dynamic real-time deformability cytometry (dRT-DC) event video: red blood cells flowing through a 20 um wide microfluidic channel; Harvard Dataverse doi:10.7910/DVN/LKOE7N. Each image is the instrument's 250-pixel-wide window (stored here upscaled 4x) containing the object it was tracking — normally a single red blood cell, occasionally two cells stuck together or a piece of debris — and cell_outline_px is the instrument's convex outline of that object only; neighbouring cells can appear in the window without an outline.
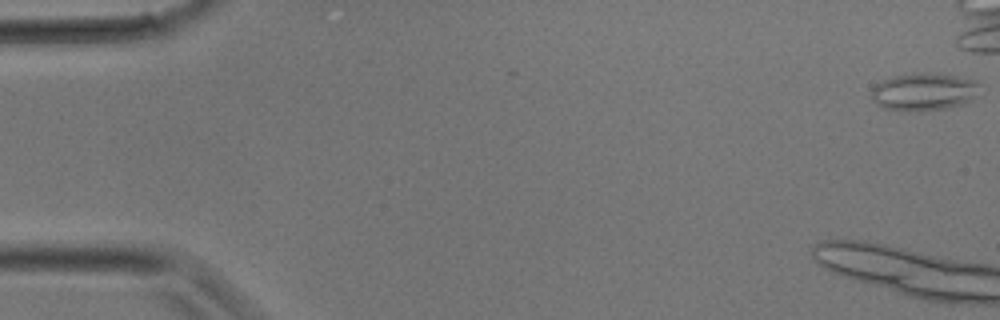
{"species": "common noctule bat (a hibernating species)", "species_latin": "Nyctalus noctula", "temperature_condition": "room temperature", "stored_images_in_passage": 15, "camera_frame_rate_fps": 3000, "um_per_image_px": 0.085, "animal": {"sex": "male", "body_mass_g": 17.9}, "frame": {"image": 1, "passage_image": 1, "time_ms": 0.0, "image_size_px": [1000, 320], "cell_outline_px": [[984, 84], [980, 96], [964, 104], [948, 108], [884, 108], [872, 100], [872, 88], [880, 80], [896, 76], [916, 72], [928, 72], [956, 76], [976, 80]], "centroid_in_image_um": [78.67, 7.74], "position_along_channel_um": 6.3, "area_um2": 23.58}}